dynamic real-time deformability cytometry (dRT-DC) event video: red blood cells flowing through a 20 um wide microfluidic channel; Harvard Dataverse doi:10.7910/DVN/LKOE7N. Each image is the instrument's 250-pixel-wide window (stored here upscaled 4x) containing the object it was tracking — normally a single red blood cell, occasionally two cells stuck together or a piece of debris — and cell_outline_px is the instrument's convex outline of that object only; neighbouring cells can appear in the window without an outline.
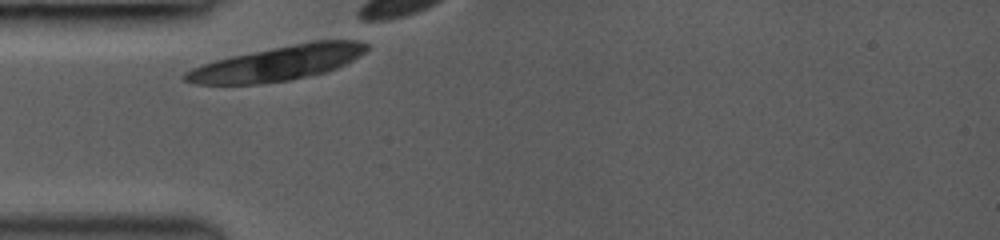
{"species": "common noctule bat (a hibernating species)", "species_latin": "Nyctalus noctula", "temperature_condition": "room temperature", "stored_images_in_passage": 3, "camera_frame_rate_fps": 3000, "um_per_image_px": 0.085, "animal": {"sex": "female", "body_mass_g": 19.0, "forearm_length_mm": 53.3}, "frame": {"image": 1, "passage_image": 1, "time_ms": 0.0, "image_size_px": [1000, 240], "cell_outline_px": [[368, 48], [360, 56], [336, 68], [324, 72], [288, 80], [256, 84], [196, 84], [184, 80], [180, 76], [184, 72], [192, 68], [216, 60], [232, 56], [312, 40], [356, 40], [368, 44]], "centroid_in_image_um": [23.59, 5.37], "position_along_channel_um": 61.4, "area_um2": 36.24}}